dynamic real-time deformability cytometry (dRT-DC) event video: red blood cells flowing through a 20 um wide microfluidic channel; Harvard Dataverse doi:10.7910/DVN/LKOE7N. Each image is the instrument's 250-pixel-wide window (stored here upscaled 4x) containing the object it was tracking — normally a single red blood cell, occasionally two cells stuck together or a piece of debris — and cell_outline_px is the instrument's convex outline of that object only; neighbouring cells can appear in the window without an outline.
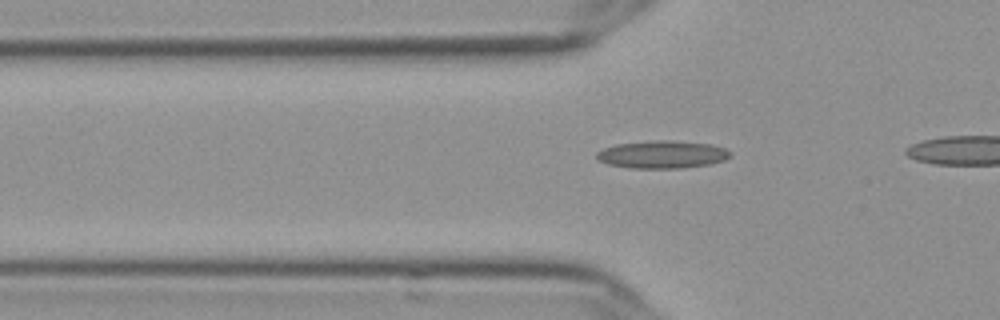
{"species": "Egyptian fruit bat (a non-hibernating species)", "species_latin": "Rousettus aegyptiacus", "temperature_condition": "cold", "stored_images_in_passage": 25, "camera_frame_rate_fps": 3000, "um_per_image_px": 0.085, "frame": {"image": 1, "passage_image": 15, "time_ms": 4.667, "image_size_px": [1000, 320], "cell_outline_px": [[732, 156], [724, 160], [708, 164], [680, 168], [628, 168], [608, 164], [596, 160], [596, 152], [604, 148], [616, 144], [656, 140], [672, 140], [712, 144], [724, 148], [732, 152]], "centroid_in_image_um": [56.28, 13.13], "position_along_channel_um": 69.5, "area_um2": 21.68}}
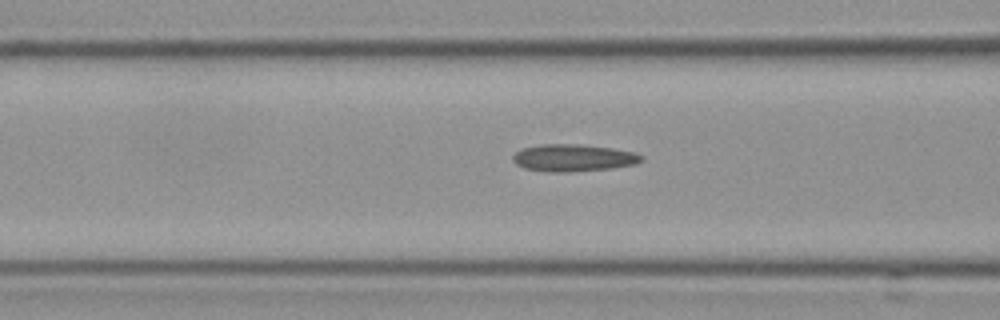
{"frame": {"image": 2, "passage_image": 19, "time_ms": 6.0, "image_size_px": [1000, 320], "cell_outline_px": [[644, 160], [636, 164], [612, 168], [568, 172], [548, 172], [524, 168], [516, 164], [512, 160], [512, 156], [520, 148], [544, 144], [580, 144], [612, 148], [632, 152], [644, 156]], "centroid_in_image_um": [48.72, 13.42], "position_along_channel_um": 117.9, "area_um2": 20.46}}
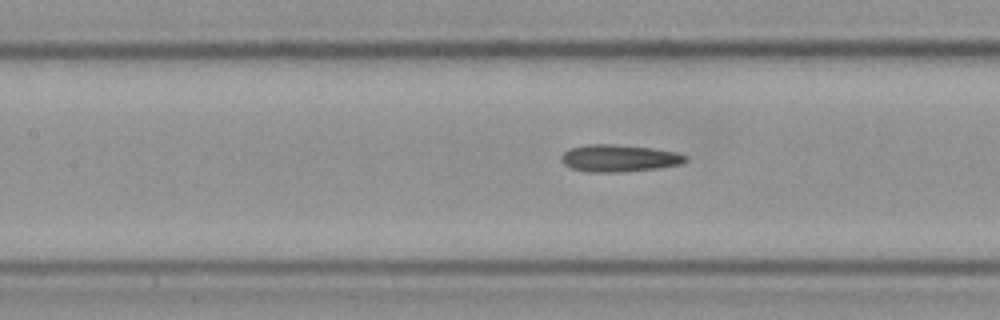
{"frame": {"image": 3, "passage_image": 22, "time_ms": 7.0, "image_size_px": [1000, 320], "cell_outline_px": [[688, 160], [680, 164], [656, 168], [620, 172], [584, 172], [572, 168], [564, 164], [560, 160], [560, 156], [568, 148], [584, 144], [612, 144], [652, 148], [676, 152], [688, 156]], "centroid_in_image_um": [52.57, 13.44], "position_along_channel_um": 154.8, "area_um2": 19.77}}